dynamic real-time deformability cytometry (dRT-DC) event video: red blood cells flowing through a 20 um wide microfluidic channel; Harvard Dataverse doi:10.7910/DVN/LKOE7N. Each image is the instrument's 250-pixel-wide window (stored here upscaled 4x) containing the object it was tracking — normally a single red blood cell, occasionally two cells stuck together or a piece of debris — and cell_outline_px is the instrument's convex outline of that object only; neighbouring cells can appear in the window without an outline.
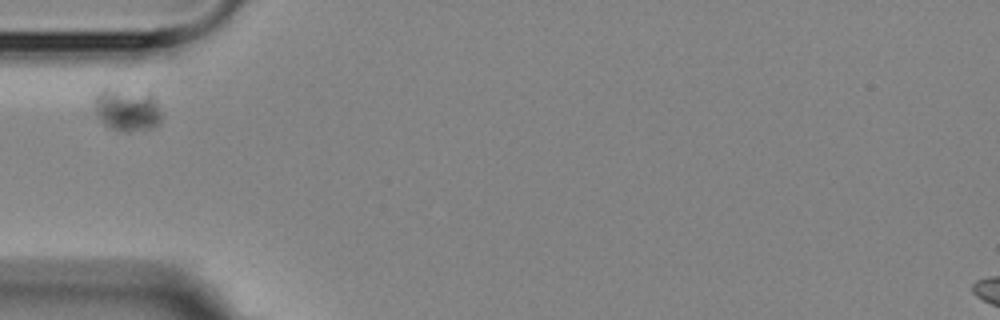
{"species": "Egyptian fruit bat (a non-hibernating species)", "species_latin": "Rousettus aegyptiacus", "temperature_condition": "room temperature", "stored_images_in_passage": 5, "camera_frame_rate_fps": 3000, "um_per_image_px": 0.085, "animal": {"sex": "female"}, "frame": {"image": 1, "passage_image": 1, "time_ms": 0.0, "image_size_px": [1000, 320], "cell_outline_px": [[160, 124], [156, 128], [128, 132], [116, 132], [104, 128], [96, 116], [92, 108], [92, 96], [100, 88], [108, 88], [152, 92], [160, 108]], "centroid_in_image_um": [10.72, 9.33], "position_along_channel_um": 74.3, "area_um2": 18.15}}
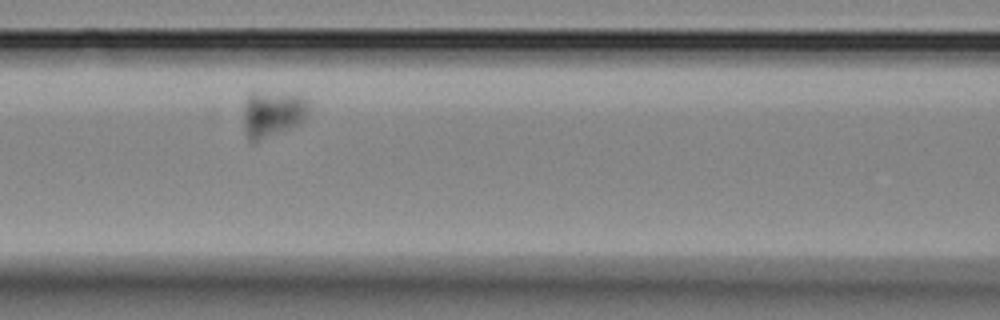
{"frame": {"image": 2, "passage_image": 3, "time_ms": 2.333, "image_size_px": [1000, 320], "cell_outline_px": [[308, 112], [304, 120], [300, 124], [292, 128], [252, 144], [248, 140], [244, 132], [244, 100], [248, 92], [296, 92], [308, 100]], "centroid_in_image_um": [23.16, 9.66], "position_along_channel_um": 143.4, "area_um2": 18.5}}
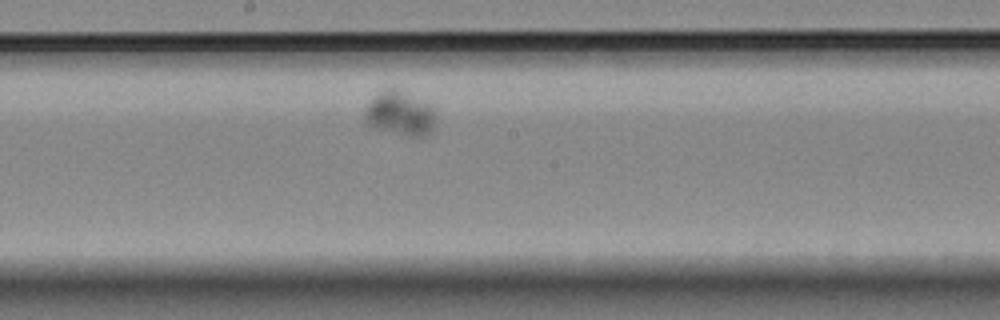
{"frame": {"image": 3, "passage_image": 5, "time_ms": 4.667, "image_size_px": [1000, 320], "cell_outline_px": [[436, 124], [432, 132], [424, 136], [408, 136], [368, 128], [364, 124], [364, 108], [380, 92], [388, 88], [392, 88], [428, 104], [436, 116]], "centroid_in_image_um": [33.95, 9.72], "position_along_channel_um": 214.3, "area_um2": 18.32}}